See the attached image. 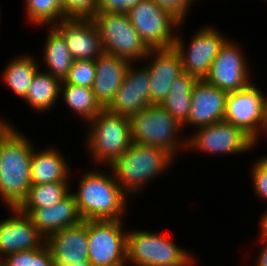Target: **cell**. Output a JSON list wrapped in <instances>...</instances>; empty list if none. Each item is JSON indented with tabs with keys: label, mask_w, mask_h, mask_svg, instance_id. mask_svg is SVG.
<instances>
[{
	"label": "cell",
	"mask_w": 267,
	"mask_h": 266,
	"mask_svg": "<svg viewBox=\"0 0 267 266\" xmlns=\"http://www.w3.org/2000/svg\"><path fill=\"white\" fill-rule=\"evenodd\" d=\"M7 120L8 119H0V142L16 129L15 126H13V123L11 125V122H8Z\"/></svg>",
	"instance_id": "cell-37"
},
{
	"label": "cell",
	"mask_w": 267,
	"mask_h": 266,
	"mask_svg": "<svg viewBox=\"0 0 267 266\" xmlns=\"http://www.w3.org/2000/svg\"><path fill=\"white\" fill-rule=\"evenodd\" d=\"M159 6L171 12L176 16L181 22L186 20L188 16V11H190L194 0H153ZM193 2V3H192Z\"/></svg>",
	"instance_id": "cell-34"
},
{
	"label": "cell",
	"mask_w": 267,
	"mask_h": 266,
	"mask_svg": "<svg viewBox=\"0 0 267 266\" xmlns=\"http://www.w3.org/2000/svg\"><path fill=\"white\" fill-rule=\"evenodd\" d=\"M227 96L228 92L208 84L204 79L198 80L192 89L190 111L183 127L198 128L223 121Z\"/></svg>",
	"instance_id": "cell-18"
},
{
	"label": "cell",
	"mask_w": 267,
	"mask_h": 266,
	"mask_svg": "<svg viewBox=\"0 0 267 266\" xmlns=\"http://www.w3.org/2000/svg\"><path fill=\"white\" fill-rule=\"evenodd\" d=\"M12 216L0 220V255L41 248L46 237L28 215L17 208H9Z\"/></svg>",
	"instance_id": "cell-16"
},
{
	"label": "cell",
	"mask_w": 267,
	"mask_h": 266,
	"mask_svg": "<svg viewBox=\"0 0 267 266\" xmlns=\"http://www.w3.org/2000/svg\"><path fill=\"white\" fill-rule=\"evenodd\" d=\"M240 46L228 40L211 64L204 80L226 92H235L247 87L250 81V67Z\"/></svg>",
	"instance_id": "cell-13"
},
{
	"label": "cell",
	"mask_w": 267,
	"mask_h": 266,
	"mask_svg": "<svg viewBox=\"0 0 267 266\" xmlns=\"http://www.w3.org/2000/svg\"><path fill=\"white\" fill-rule=\"evenodd\" d=\"M29 217L46 238L54 232L83 221L71 192L53 206L36 208Z\"/></svg>",
	"instance_id": "cell-21"
},
{
	"label": "cell",
	"mask_w": 267,
	"mask_h": 266,
	"mask_svg": "<svg viewBox=\"0 0 267 266\" xmlns=\"http://www.w3.org/2000/svg\"><path fill=\"white\" fill-rule=\"evenodd\" d=\"M108 171L92 168L83 172L77 191L71 192L83 220H124L130 196L117 183L112 170Z\"/></svg>",
	"instance_id": "cell-1"
},
{
	"label": "cell",
	"mask_w": 267,
	"mask_h": 266,
	"mask_svg": "<svg viewBox=\"0 0 267 266\" xmlns=\"http://www.w3.org/2000/svg\"><path fill=\"white\" fill-rule=\"evenodd\" d=\"M133 65L134 62H131L128 66L123 83L115 94L114 100L106 108L109 112L129 117L152 105L149 70L145 65L138 69Z\"/></svg>",
	"instance_id": "cell-15"
},
{
	"label": "cell",
	"mask_w": 267,
	"mask_h": 266,
	"mask_svg": "<svg viewBox=\"0 0 267 266\" xmlns=\"http://www.w3.org/2000/svg\"><path fill=\"white\" fill-rule=\"evenodd\" d=\"M123 226V220H87L91 266L126 265L128 231Z\"/></svg>",
	"instance_id": "cell-9"
},
{
	"label": "cell",
	"mask_w": 267,
	"mask_h": 266,
	"mask_svg": "<svg viewBox=\"0 0 267 266\" xmlns=\"http://www.w3.org/2000/svg\"><path fill=\"white\" fill-rule=\"evenodd\" d=\"M52 27L64 38L73 60H95L104 53L91 18L68 17Z\"/></svg>",
	"instance_id": "cell-14"
},
{
	"label": "cell",
	"mask_w": 267,
	"mask_h": 266,
	"mask_svg": "<svg viewBox=\"0 0 267 266\" xmlns=\"http://www.w3.org/2000/svg\"><path fill=\"white\" fill-rule=\"evenodd\" d=\"M12 59L2 71V80L15 95L24 98L37 70L42 67L30 53ZM30 54V55H29Z\"/></svg>",
	"instance_id": "cell-25"
},
{
	"label": "cell",
	"mask_w": 267,
	"mask_h": 266,
	"mask_svg": "<svg viewBox=\"0 0 267 266\" xmlns=\"http://www.w3.org/2000/svg\"><path fill=\"white\" fill-rule=\"evenodd\" d=\"M144 60L151 78L150 102L152 105H160L166 98L171 83L184 73L181 56L172 46L150 49Z\"/></svg>",
	"instance_id": "cell-17"
},
{
	"label": "cell",
	"mask_w": 267,
	"mask_h": 266,
	"mask_svg": "<svg viewBox=\"0 0 267 266\" xmlns=\"http://www.w3.org/2000/svg\"><path fill=\"white\" fill-rule=\"evenodd\" d=\"M70 164L63 153L51 146L36 151L34 147L31 158V179L33 185L51 182H69Z\"/></svg>",
	"instance_id": "cell-22"
},
{
	"label": "cell",
	"mask_w": 267,
	"mask_h": 266,
	"mask_svg": "<svg viewBox=\"0 0 267 266\" xmlns=\"http://www.w3.org/2000/svg\"><path fill=\"white\" fill-rule=\"evenodd\" d=\"M0 266H4V257L0 255Z\"/></svg>",
	"instance_id": "cell-41"
},
{
	"label": "cell",
	"mask_w": 267,
	"mask_h": 266,
	"mask_svg": "<svg viewBox=\"0 0 267 266\" xmlns=\"http://www.w3.org/2000/svg\"><path fill=\"white\" fill-rule=\"evenodd\" d=\"M129 120L132 143L163 148L175 158L180 150L187 149V137H180L183 125L161 105L146 107Z\"/></svg>",
	"instance_id": "cell-5"
},
{
	"label": "cell",
	"mask_w": 267,
	"mask_h": 266,
	"mask_svg": "<svg viewBox=\"0 0 267 266\" xmlns=\"http://www.w3.org/2000/svg\"><path fill=\"white\" fill-rule=\"evenodd\" d=\"M213 26L200 28L186 47L182 35L177 34L174 48L180 54L183 71L198 80L204 79L220 49L229 40Z\"/></svg>",
	"instance_id": "cell-11"
},
{
	"label": "cell",
	"mask_w": 267,
	"mask_h": 266,
	"mask_svg": "<svg viewBox=\"0 0 267 266\" xmlns=\"http://www.w3.org/2000/svg\"><path fill=\"white\" fill-rule=\"evenodd\" d=\"M70 182H51L31 185L27 197L17 207L25 215H30L36 208L50 207L65 198L71 191Z\"/></svg>",
	"instance_id": "cell-27"
},
{
	"label": "cell",
	"mask_w": 267,
	"mask_h": 266,
	"mask_svg": "<svg viewBox=\"0 0 267 266\" xmlns=\"http://www.w3.org/2000/svg\"><path fill=\"white\" fill-rule=\"evenodd\" d=\"M185 250L160 232L128 230L126 265L193 266L195 257Z\"/></svg>",
	"instance_id": "cell-6"
},
{
	"label": "cell",
	"mask_w": 267,
	"mask_h": 266,
	"mask_svg": "<svg viewBox=\"0 0 267 266\" xmlns=\"http://www.w3.org/2000/svg\"><path fill=\"white\" fill-rule=\"evenodd\" d=\"M167 150L155 146L132 143L109 168L122 190L129 196L139 193L154 178L175 162ZM172 164V165H171Z\"/></svg>",
	"instance_id": "cell-3"
},
{
	"label": "cell",
	"mask_w": 267,
	"mask_h": 266,
	"mask_svg": "<svg viewBox=\"0 0 267 266\" xmlns=\"http://www.w3.org/2000/svg\"><path fill=\"white\" fill-rule=\"evenodd\" d=\"M91 19L98 28L105 53L134 63L144 61L150 48L131 24L127 13L96 11Z\"/></svg>",
	"instance_id": "cell-7"
},
{
	"label": "cell",
	"mask_w": 267,
	"mask_h": 266,
	"mask_svg": "<svg viewBox=\"0 0 267 266\" xmlns=\"http://www.w3.org/2000/svg\"><path fill=\"white\" fill-rule=\"evenodd\" d=\"M44 45V56L42 60L46 64L44 71L58 78L60 81H64L73 63V58L64 38L51 26Z\"/></svg>",
	"instance_id": "cell-24"
},
{
	"label": "cell",
	"mask_w": 267,
	"mask_h": 266,
	"mask_svg": "<svg viewBox=\"0 0 267 266\" xmlns=\"http://www.w3.org/2000/svg\"><path fill=\"white\" fill-rule=\"evenodd\" d=\"M60 84L61 81L58 78L39 68L23 100L35 112L51 110L60 97Z\"/></svg>",
	"instance_id": "cell-23"
},
{
	"label": "cell",
	"mask_w": 267,
	"mask_h": 266,
	"mask_svg": "<svg viewBox=\"0 0 267 266\" xmlns=\"http://www.w3.org/2000/svg\"><path fill=\"white\" fill-rule=\"evenodd\" d=\"M251 167V182L259 200L267 203V155L254 161Z\"/></svg>",
	"instance_id": "cell-32"
},
{
	"label": "cell",
	"mask_w": 267,
	"mask_h": 266,
	"mask_svg": "<svg viewBox=\"0 0 267 266\" xmlns=\"http://www.w3.org/2000/svg\"><path fill=\"white\" fill-rule=\"evenodd\" d=\"M32 140L17 128L0 142V200L17 208L32 185Z\"/></svg>",
	"instance_id": "cell-2"
},
{
	"label": "cell",
	"mask_w": 267,
	"mask_h": 266,
	"mask_svg": "<svg viewBox=\"0 0 267 266\" xmlns=\"http://www.w3.org/2000/svg\"><path fill=\"white\" fill-rule=\"evenodd\" d=\"M69 109L81 117L85 124L103 109L96 101L92 88L76 86L61 81L60 94Z\"/></svg>",
	"instance_id": "cell-28"
},
{
	"label": "cell",
	"mask_w": 267,
	"mask_h": 266,
	"mask_svg": "<svg viewBox=\"0 0 267 266\" xmlns=\"http://www.w3.org/2000/svg\"><path fill=\"white\" fill-rule=\"evenodd\" d=\"M95 72V60H73L64 82L92 88L95 80Z\"/></svg>",
	"instance_id": "cell-31"
},
{
	"label": "cell",
	"mask_w": 267,
	"mask_h": 266,
	"mask_svg": "<svg viewBox=\"0 0 267 266\" xmlns=\"http://www.w3.org/2000/svg\"><path fill=\"white\" fill-rule=\"evenodd\" d=\"M67 17L91 18L96 12V0H62Z\"/></svg>",
	"instance_id": "cell-33"
},
{
	"label": "cell",
	"mask_w": 267,
	"mask_h": 266,
	"mask_svg": "<svg viewBox=\"0 0 267 266\" xmlns=\"http://www.w3.org/2000/svg\"><path fill=\"white\" fill-rule=\"evenodd\" d=\"M197 81L196 77L184 72L171 83L166 98L160 104L181 124L188 119L192 89Z\"/></svg>",
	"instance_id": "cell-26"
},
{
	"label": "cell",
	"mask_w": 267,
	"mask_h": 266,
	"mask_svg": "<svg viewBox=\"0 0 267 266\" xmlns=\"http://www.w3.org/2000/svg\"><path fill=\"white\" fill-rule=\"evenodd\" d=\"M260 238L262 239H260L261 243H263L264 245L262 246V249L259 252L255 266H267V237H265L260 232Z\"/></svg>",
	"instance_id": "cell-36"
},
{
	"label": "cell",
	"mask_w": 267,
	"mask_h": 266,
	"mask_svg": "<svg viewBox=\"0 0 267 266\" xmlns=\"http://www.w3.org/2000/svg\"><path fill=\"white\" fill-rule=\"evenodd\" d=\"M53 266H75V265L54 264ZM76 266H91V264L89 263V261H87V262H81V263L77 264Z\"/></svg>",
	"instance_id": "cell-40"
},
{
	"label": "cell",
	"mask_w": 267,
	"mask_h": 266,
	"mask_svg": "<svg viewBox=\"0 0 267 266\" xmlns=\"http://www.w3.org/2000/svg\"><path fill=\"white\" fill-rule=\"evenodd\" d=\"M265 98L263 91L252 83L239 91L229 92L223 121L242 129L257 144L263 136Z\"/></svg>",
	"instance_id": "cell-12"
},
{
	"label": "cell",
	"mask_w": 267,
	"mask_h": 266,
	"mask_svg": "<svg viewBox=\"0 0 267 266\" xmlns=\"http://www.w3.org/2000/svg\"><path fill=\"white\" fill-rule=\"evenodd\" d=\"M130 64L127 59L105 52L95 59L96 72L92 91L103 109L114 100Z\"/></svg>",
	"instance_id": "cell-20"
},
{
	"label": "cell",
	"mask_w": 267,
	"mask_h": 266,
	"mask_svg": "<svg viewBox=\"0 0 267 266\" xmlns=\"http://www.w3.org/2000/svg\"><path fill=\"white\" fill-rule=\"evenodd\" d=\"M54 264L77 265L89 261L87 220L61 229L46 238Z\"/></svg>",
	"instance_id": "cell-19"
},
{
	"label": "cell",
	"mask_w": 267,
	"mask_h": 266,
	"mask_svg": "<svg viewBox=\"0 0 267 266\" xmlns=\"http://www.w3.org/2000/svg\"><path fill=\"white\" fill-rule=\"evenodd\" d=\"M129 20L150 49L174 46L178 27L184 25L153 0H141L127 12Z\"/></svg>",
	"instance_id": "cell-8"
},
{
	"label": "cell",
	"mask_w": 267,
	"mask_h": 266,
	"mask_svg": "<svg viewBox=\"0 0 267 266\" xmlns=\"http://www.w3.org/2000/svg\"><path fill=\"white\" fill-rule=\"evenodd\" d=\"M141 0H96V11L127 12Z\"/></svg>",
	"instance_id": "cell-35"
},
{
	"label": "cell",
	"mask_w": 267,
	"mask_h": 266,
	"mask_svg": "<svg viewBox=\"0 0 267 266\" xmlns=\"http://www.w3.org/2000/svg\"><path fill=\"white\" fill-rule=\"evenodd\" d=\"M263 133H267V95H266V98H265V123H264V126H263Z\"/></svg>",
	"instance_id": "cell-39"
},
{
	"label": "cell",
	"mask_w": 267,
	"mask_h": 266,
	"mask_svg": "<svg viewBox=\"0 0 267 266\" xmlns=\"http://www.w3.org/2000/svg\"><path fill=\"white\" fill-rule=\"evenodd\" d=\"M52 253L45 243L41 248L18 251L4 257V266H53Z\"/></svg>",
	"instance_id": "cell-30"
},
{
	"label": "cell",
	"mask_w": 267,
	"mask_h": 266,
	"mask_svg": "<svg viewBox=\"0 0 267 266\" xmlns=\"http://www.w3.org/2000/svg\"><path fill=\"white\" fill-rule=\"evenodd\" d=\"M256 147V142L242 129L225 121L195 127V132L187 136V150L192 149L207 154H244Z\"/></svg>",
	"instance_id": "cell-10"
},
{
	"label": "cell",
	"mask_w": 267,
	"mask_h": 266,
	"mask_svg": "<svg viewBox=\"0 0 267 266\" xmlns=\"http://www.w3.org/2000/svg\"><path fill=\"white\" fill-rule=\"evenodd\" d=\"M259 226L261 233L267 237V209L264 212L263 216L261 215V219L259 220Z\"/></svg>",
	"instance_id": "cell-38"
},
{
	"label": "cell",
	"mask_w": 267,
	"mask_h": 266,
	"mask_svg": "<svg viewBox=\"0 0 267 266\" xmlns=\"http://www.w3.org/2000/svg\"><path fill=\"white\" fill-rule=\"evenodd\" d=\"M110 266H127V265H110Z\"/></svg>",
	"instance_id": "cell-42"
},
{
	"label": "cell",
	"mask_w": 267,
	"mask_h": 266,
	"mask_svg": "<svg viewBox=\"0 0 267 266\" xmlns=\"http://www.w3.org/2000/svg\"><path fill=\"white\" fill-rule=\"evenodd\" d=\"M87 125L86 150L99 165L110 166L132 144L128 116L102 109Z\"/></svg>",
	"instance_id": "cell-4"
},
{
	"label": "cell",
	"mask_w": 267,
	"mask_h": 266,
	"mask_svg": "<svg viewBox=\"0 0 267 266\" xmlns=\"http://www.w3.org/2000/svg\"><path fill=\"white\" fill-rule=\"evenodd\" d=\"M26 18L32 26H54L68 18L63 10L62 0H24ZM49 25V26H48Z\"/></svg>",
	"instance_id": "cell-29"
}]
</instances>
